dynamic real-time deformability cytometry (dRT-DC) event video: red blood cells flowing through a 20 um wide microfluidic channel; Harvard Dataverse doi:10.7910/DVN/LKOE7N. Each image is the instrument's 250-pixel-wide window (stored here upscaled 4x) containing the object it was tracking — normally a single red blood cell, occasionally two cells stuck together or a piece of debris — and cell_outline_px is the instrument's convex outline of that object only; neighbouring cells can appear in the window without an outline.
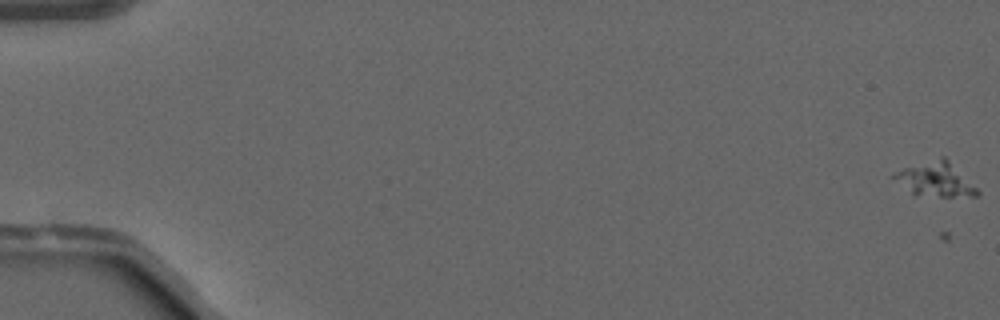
{"species": "common noctule bat (a hibernating species)", "species_latin": "Nyctalus noctula", "temperature_condition": "warm", "stored_images_in_passage": 11, "camera_frame_rate_fps": 3000, "um_per_image_px": 0.085, "animal": {"sex": "male", "forearm_length_mm": 52.5}, "frame": {"image": 1, "passage_image": 2, "time_ms": 0.333, "image_size_px": [1000, 320], "cell_outline_px": [[980, 192], [976, 196], [916, 196], [892, 176], [896, 172], [904, 168], [940, 156], [944, 156]], "centroid_in_image_um": [79.52, 15.25], "position_along_channel_um": 5.5, "area_um2": 16.07}}